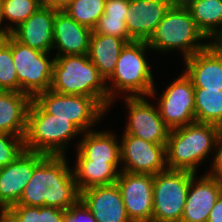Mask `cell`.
<instances>
[{
  "label": "cell",
  "instance_id": "cell-1",
  "mask_svg": "<svg viewBox=\"0 0 222 222\" xmlns=\"http://www.w3.org/2000/svg\"><path fill=\"white\" fill-rule=\"evenodd\" d=\"M67 158L46 155L34 168L32 177L15 205L69 209L80 199Z\"/></svg>",
  "mask_w": 222,
  "mask_h": 222
},
{
  "label": "cell",
  "instance_id": "cell-2",
  "mask_svg": "<svg viewBox=\"0 0 222 222\" xmlns=\"http://www.w3.org/2000/svg\"><path fill=\"white\" fill-rule=\"evenodd\" d=\"M108 83L87 55L55 56L50 90L94 98L108 110Z\"/></svg>",
  "mask_w": 222,
  "mask_h": 222
},
{
  "label": "cell",
  "instance_id": "cell-3",
  "mask_svg": "<svg viewBox=\"0 0 222 222\" xmlns=\"http://www.w3.org/2000/svg\"><path fill=\"white\" fill-rule=\"evenodd\" d=\"M219 132L217 125L199 122L171 129L166 143L167 168L196 173L200 162L215 149Z\"/></svg>",
  "mask_w": 222,
  "mask_h": 222
},
{
  "label": "cell",
  "instance_id": "cell-4",
  "mask_svg": "<svg viewBox=\"0 0 222 222\" xmlns=\"http://www.w3.org/2000/svg\"><path fill=\"white\" fill-rule=\"evenodd\" d=\"M149 48L147 41H132L121 49L114 72L107 79L113 82L112 86H107L108 109L115 98V90L125 92L126 97L155 96V82L145 57Z\"/></svg>",
  "mask_w": 222,
  "mask_h": 222
},
{
  "label": "cell",
  "instance_id": "cell-5",
  "mask_svg": "<svg viewBox=\"0 0 222 222\" xmlns=\"http://www.w3.org/2000/svg\"><path fill=\"white\" fill-rule=\"evenodd\" d=\"M207 39L198 29L190 11L183 3H174L147 41L156 51L182 50L184 59L207 48ZM198 42V43H197Z\"/></svg>",
  "mask_w": 222,
  "mask_h": 222
},
{
  "label": "cell",
  "instance_id": "cell-6",
  "mask_svg": "<svg viewBox=\"0 0 222 222\" xmlns=\"http://www.w3.org/2000/svg\"><path fill=\"white\" fill-rule=\"evenodd\" d=\"M81 133L69 120L46 113L32 99L27 114L25 150L64 156L67 142Z\"/></svg>",
  "mask_w": 222,
  "mask_h": 222
},
{
  "label": "cell",
  "instance_id": "cell-7",
  "mask_svg": "<svg viewBox=\"0 0 222 222\" xmlns=\"http://www.w3.org/2000/svg\"><path fill=\"white\" fill-rule=\"evenodd\" d=\"M194 175L190 171L170 169L154 175L152 222H181Z\"/></svg>",
  "mask_w": 222,
  "mask_h": 222
},
{
  "label": "cell",
  "instance_id": "cell-8",
  "mask_svg": "<svg viewBox=\"0 0 222 222\" xmlns=\"http://www.w3.org/2000/svg\"><path fill=\"white\" fill-rule=\"evenodd\" d=\"M33 100L48 114L67 119L82 133L92 130L106 110L92 97L64 95L52 90L37 94Z\"/></svg>",
  "mask_w": 222,
  "mask_h": 222
},
{
  "label": "cell",
  "instance_id": "cell-9",
  "mask_svg": "<svg viewBox=\"0 0 222 222\" xmlns=\"http://www.w3.org/2000/svg\"><path fill=\"white\" fill-rule=\"evenodd\" d=\"M18 42L12 36V57L18 78V92L32 99L50 89L55 57Z\"/></svg>",
  "mask_w": 222,
  "mask_h": 222
},
{
  "label": "cell",
  "instance_id": "cell-10",
  "mask_svg": "<svg viewBox=\"0 0 222 222\" xmlns=\"http://www.w3.org/2000/svg\"><path fill=\"white\" fill-rule=\"evenodd\" d=\"M182 73L166 87L157 104L160 117L170 129L196 122L194 86L185 72Z\"/></svg>",
  "mask_w": 222,
  "mask_h": 222
},
{
  "label": "cell",
  "instance_id": "cell-11",
  "mask_svg": "<svg viewBox=\"0 0 222 222\" xmlns=\"http://www.w3.org/2000/svg\"><path fill=\"white\" fill-rule=\"evenodd\" d=\"M120 143L122 171L155 175L167 170L166 144L145 141L139 137L123 133Z\"/></svg>",
  "mask_w": 222,
  "mask_h": 222
},
{
  "label": "cell",
  "instance_id": "cell-12",
  "mask_svg": "<svg viewBox=\"0 0 222 222\" xmlns=\"http://www.w3.org/2000/svg\"><path fill=\"white\" fill-rule=\"evenodd\" d=\"M123 99L129 109L124 133L151 143L166 144L171 129L160 117L158 107L152 106L144 96H125Z\"/></svg>",
  "mask_w": 222,
  "mask_h": 222
},
{
  "label": "cell",
  "instance_id": "cell-13",
  "mask_svg": "<svg viewBox=\"0 0 222 222\" xmlns=\"http://www.w3.org/2000/svg\"><path fill=\"white\" fill-rule=\"evenodd\" d=\"M116 184L131 222H152L154 176L121 171Z\"/></svg>",
  "mask_w": 222,
  "mask_h": 222
},
{
  "label": "cell",
  "instance_id": "cell-14",
  "mask_svg": "<svg viewBox=\"0 0 222 222\" xmlns=\"http://www.w3.org/2000/svg\"><path fill=\"white\" fill-rule=\"evenodd\" d=\"M46 156L24 150L12 163L0 168V212L18 203L35 166Z\"/></svg>",
  "mask_w": 222,
  "mask_h": 222
},
{
  "label": "cell",
  "instance_id": "cell-15",
  "mask_svg": "<svg viewBox=\"0 0 222 222\" xmlns=\"http://www.w3.org/2000/svg\"><path fill=\"white\" fill-rule=\"evenodd\" d=\"M174 3V0H129L128 35L134 41H148Z\"/></svg>",
  "mask_w": 222,
  "mask_h": 222
},
{
  "label": "cell",
  "instance_id": "cell-16",
  "mask_svg": "<svg viewBox=\"0 0 222 222\" xmlns=\"http://www.w3.org/2000/svg\"><path fill=\"white\" fill-rule=\"evenodd\" d=\"M80 200L97 222H131L116 183L81 191Z\"/></svg>",
  "mask_w": 222,
  "mask_h": 222
},
{
  "label": "cell",
  "instance_id": "cell-17",
  "mask_svg": "<svg viewBox=\"0 0 222 222\" xmlns=\"http://www.w3.org/2000/svg\"><path fill=\"white\" fill-rule=\"evenodd\" d=\"M194 175L182 214L181 222H207L208 216L222 193V183L205 174L199 180Z\"/></svg>",
  "mask_w": 222,
  "mask_h": 222
},
{
  "label": "cell",
  "instance_id": "cell-18",
  "mask_svg": "<svg viewBox=\"0 0 222 222\" xmlns=\"http://www.w3.org/2000/svg\"><path fill=\"white\" fill-rule=\"evenodd\" d=\"M57 11V9L43 5L18 26L11 35L25 46L50 53L54 44L53 27Z\"/></svg>",
  "mask_w": 222,
  "mask_h": 222
},
{
  "label": "cell",
  "instance_id": "cell-19",
  "mask_svg": "<svg viewBox=\"0 0 222 222\" xmlns=\"http://www.w3.org/2000/svg\"><path fill=\"white\" fill-rule=\"evenodd\" d=\"M91 34L90 28L77 23L63 10L56 12L53 27L56 56L87 55Z\"/></svg>",
  "mask_w": 222,
  "mask_h": 222
},
{
  "label": "cell",
  "instance_id": "cell-20",
  "mask_svg": "<svg viewBox=\"0 0 222 222\" xmlns=\"http://www.w3.org/2000/svg\"><path fill=\"white\" fill-rule=\"evenodd\" d=\"M185 74L192 80L194 88L222 90V56L208 47L184 59Z\"/></svg>",
  "mask_w": 222,
  "mask_h": 222
},
{
  "label": "cell",
  "instance_id": "cell-21",
  "mask_svg": "<svg viewBox=\"0 0 222 222\" xmlns=\"http://www.w3.org/2000/svg\"><path fill=\"white\" fill-rule=\"evenodd\" d=\"M31 101L23 92L0 90V132L24 138Z\"/></svg>",
  "mask_w": 222,
  "mask_h": 222
},
{
  "label": "cell",
  "instance_id": "cell-22",
  "mask_svg": "<svg viewBox=\"0 0 222 222\" xmlns=\"http://www.w3.org/2000/svg\"><path fill=\"white\" fill-rule=\"evenodd\" d=\"M82 136L77 146L76 161L121 162L120 144L115 139L116 135L90 130L82 133Z\"/></svg>",
  "mask_w": 222,
  "mask_h": 222
},
{
  "label": "cell",
  "instance_id": "cell-23",
  "mask_svg": "<svg viewBox=\"0 0 222 222\" xmlns=\"http://www.w3.org/2000/svg\"><path fill=\"white\" fill-rule=\"evenodd\" d=\"M126 43L123 38L97 34L92 31L88 56L106 83L113 74L120 51Z\"/></svg>",
  "mask_w": 222,
  "mask_h": 222
},
{
  "label": "cell",
  "instance_id": "cell-24",
  "mask_svg": "<svg viewBox=\"0 0 222 222\" xmlns=\"http://www.w3.org/2000/svg\"><path fill=\"white\" fill-rule=\"evenodd\" d=\"M119 163L121 162L77 161L72 171L78 191L115 184L122 171L118 169Z\"/></svg>",
  "mask_w": 222,
  "mask_h": 222
},
{
  "label": "cell",
  "instance_id": "cell-25",
  "mask_svg": "<svg viewBox=\"0 0 222 222\" xmlns=\"http://www.w3.org/2000/svg\"><path fill=\"white\" fill-rule=\"evenodd\" d=\"M183 4L207 40L222 26V0H186Z\"/></svg>",
  "mask_w": 222,
  "mask_h": 222
},
{
  "label": "cell",
  "instance_id": "cell-26",
  "mask_svg": "<svg viewBox=\"0 0 222 222\" xmlns=\"http://www.w3.org/2000/svg\"><path fill=\"white\" fill-rule=\"evenodd\" d=\"M195 120L219 126L222 123V90L194 88Z\"/></svg>",
  "mask_w": 222,
  "mask_h": 222
},
{
  "label": "cell",
  "instance_id": "cell-27",
  "mask_svg": "<svg viewBox=\"0 0 222 222\" xmlns=\"http://www.w3.org/2000/svg\"><path fill=\"white\" fill-rule=\"evenodd\" d=\"M65 210L55 207L10 206L5 214L12 222H62Z\"/></svg>",
  "mask_w": 222,
  "mask_h": 222
},
{
  "label": "cell",
  "instance_id": "cell-28",
  "mask_svg": "<svg viewBox=\"0 0 222 222\" xmlns=\"http://www.w3.org/2000/svg\"><path fill=\"white\" fill-rule=\"evenodd\" d=\"M106 0H73L63 11L77 23L90 28H95L98 20L104 14Z\"/></svg>",
  "mask_w": 222,
  "mask_h": 222
},
{
  "label": "cell",
  "instance_id": "cell-29",
  "mask_svg": "<svg viewBox=\"0 0 222 222\" xmlns=\"http://www.w3.org/2000/svg\"><path fill=\"white\" fill-rule=\"evenodd\" d=\"M42 6L41 0H3L2 19L13 24L7 26L8 32L11 34Z\"/></svg>",
  "mask_w": 222,
  "mask_h": 222
},
{
  "label": "cell",
  "instance_id": "cell-30",
  "mask_svg": "<svg viewBox=\"0 0 222 222\" xmlns=\"http://www.w3.org/2000/svg\"><path fill=\"white\" fill-rule=\"evenodd\" d=\"M0 90L18 92V78L12 57V35L0 39Z\"/></svg>",
  "mask_w": 222,
  "mask_h": 222
},
{
  "label": "cell",
  "instance_id": "cell-31",
  "mask_svg": "<svg viewBox=\"0 0 222 222\" xmlns=\"http://www.w3.org/2000/svg\"><path fill=\"white\" fill-rule=\"evenodd\" d=\"M24 150V138L0 132V168L12 163Z\"/></svg>",
  "mask_w": 222,
  "mask_h": 222
},
{
  "label": "cell",
  "instance_id": "cell-32",
  "mask_svg": "<svg viewBox=\"0 0 222 222\" xmlns=\"http://www.w3.org/2000/svg\"><path fill=\"white\" fill-rule=\"evenodd\" d=\"M93 32L123 38L127 43L134 41L128 35L126 19L109 18L104 14L98 20Z\"/></svg>",
  "mask_w": 222,
  "mask_h": 222
},
{
  "label": "cell",
  "instance_id": "cell-33",
  "mask_svg": "<svg viewBox=\"0 0 222 222\" xmlns=\"http://www.w3.org/2000/svg\"><path fill=\"white\" fill-rule=\"evenodd\" d=\"M62 222H97L92 212L79 199L69 209L65 210Z\"/></svg>",
  "mask_w": 222,
  "mask_h": 222
},
{
  "label": "cell",
  "instance_id": "cell-34",
  "mask_svg": "<svg viewBox=\"0 0 222 222\" xmlns=\"http://www.w3.org/2000/svg\"><path fill=\"white\" fill-rule=\"evenodd\" d=\"M129 0H106L104 15L109 18L126 19Z\"/></svg>",
  "mask_w": 222,
  "mask_h": 222
},
{
  "label": "cell",
  "instance_id": "cell-35",
  "mask_svg": "<svg viewBox=\"0 0 222 222\" xmlns=\"http://www.w3.org/2000/svg\"><path fill=\"white\" fill-rule=\"evenodd\" d=\"M215 149L216 155L213 157L212 170L207 173L222 183V131L218 133Z\"/></svg>",
  "mask_w": 222,
  "mask_h": 222
},
{
  "label": "cell",
  "instance_id": "cell-36",
  "mask_svg": "<svg viewBox=\"0 0 222 222\" xmlns=\"http://www.w3.org/2000/svg\"><path fill=\"white\" fill-rule=\"evenodd\" d=\"M209 38H214L207 42V47L215 54L222 56V26H220Z\"/></svg>",
  "mask_w": 222,
  "mask_h": 222
},
{
  "label": "cell",
  "instance_id": "cell-37",
  "mask_svg": "<svg viewBox=\"0 0 222 222\" xmlns=\"http://www.w3.org/2000/svg\"><path fill=\"white\" fill-rule=\"evenodd\" d=\"M207 222H222V193L218 197L214 207L212 208Z\"/></svg>",
  "mask_w": 222,
  "mask_h": 222
},
{
  "label": "cell",
  "instance_id": "cell-38",
  "mask_svg": "<svg viewBox=\"0 0 222 222\" xmlns=\"http://www.w3.org/2000/svg\"><path fill=\"white\" fill-rule=\"evenodd\" d=\"M72 1L73 0H42V4L53 9L63 10Z\"/></svg>",
  "mask_w": 222,
  "mask_h": 222
},
{
  "label": "cell",
  "instance_id": "cell-39",
  "mask_svg": "<svg viewBox=\"0 0 222 222\" xmlns=\"http://www.w3.org/2000/svg\"><path fill=\"white\" fill-rule=\"evenodd\" d=\"M2 2L3 0H0V39H4L6 36L10 35V33L8 32V29H6L7 27H1L2 24Z\"/></svg>",
  "mask_w": 222,
  "mask_h": 222
},
{
  "label": "cell",
  "instance_id": "cell-40",
  "mask_svg": "<svg viewBox=\"0 0 222 222\" xmlns=\"http://www.w3.org/2000/svg\"><path fill=\"white\" fill-rule=\"evenodd\" d=\"M0 222H12L11 219L5 214V212H0Z\"/></svg>",
  "mask_w": 222,
  "mask_h": 222
},
{
  "label": "cell",
  "instance_id": "cell-41",
  "mask_svg": "<svg viewBox=\"0 0 222 222\" xmlns=\"http://www.w3.org/2000/svg\"><path fill=\"white\" fill-rule=\"evenodd\" d=\"M175 1V3H183V2H185L186 0H174Z\"/></svg>",
  "mask_w": 222,
  "mask_h": 222
},
{
  "label": "cell",
  "instance_id": "cell-42",
  "mask_svg": "<svg viewBox=\"0 0 222 222\" xmlns=\"http://www.w3.org/2000/svg\"><path fill=\"white\" fill-rule=\"evenodd\" d=\"M220 131H222V123L218 126Z\"/></svg>",
  "mask_w": 222,
  "mask_h": 222
}]
</instances>
